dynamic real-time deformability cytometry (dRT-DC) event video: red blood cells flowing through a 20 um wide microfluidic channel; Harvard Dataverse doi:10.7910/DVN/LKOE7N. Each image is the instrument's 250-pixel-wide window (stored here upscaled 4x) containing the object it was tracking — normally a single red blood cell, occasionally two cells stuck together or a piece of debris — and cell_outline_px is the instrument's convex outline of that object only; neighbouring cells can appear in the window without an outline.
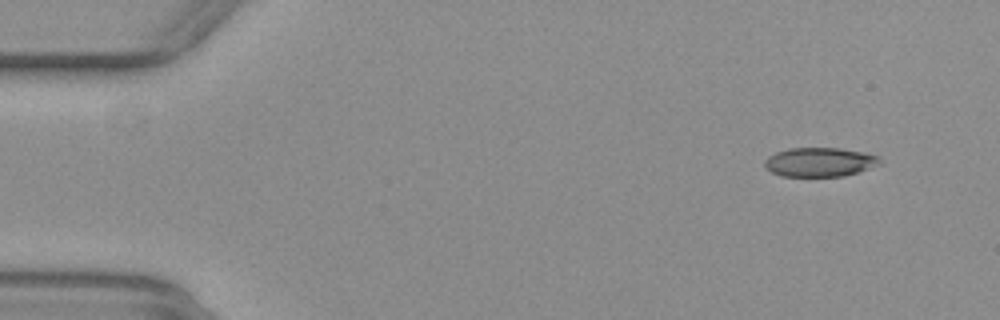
{"species": "common noctule bat (a hibernating species)", "species_latin": "Nyctalus noctula", "temperature_condition": "warm", "stored_images_in_passage": 51, "camera_frame_rate_fps": 3000, "um_per_image_px": 0.085, "animal": {"sex": "female", "body_mass_g": 29.2, "forearm_length_mm": 56.3}, "frame": {"image": 1, "passage_image": 2, "time_ms": 0.333, "image_size_px": [1000, 320], "cell_outline_px": [[880, 164], [844, 176], [780, 176], [772, 172], [764, 164], [764, 160], [768, 156], [776, 152], [788, 148], [840, 148], [860, 152], [876, 156], [880, 160]], "centroid_in_image_um": [69.61, 13.77], "position_along_channel_um": 15.4, "area_um2": 19.25}}
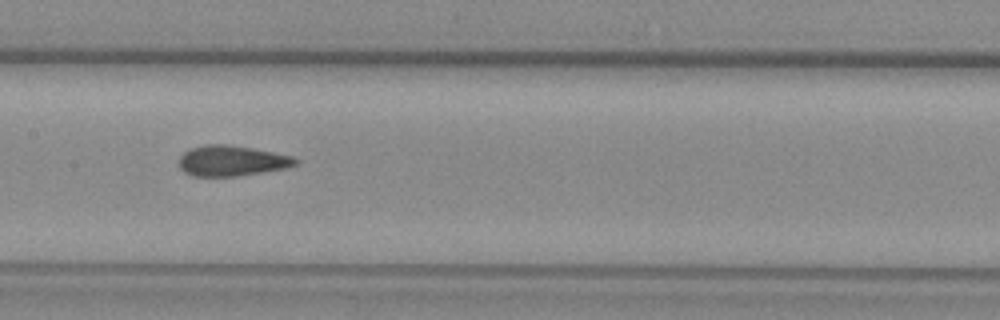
{"frame": {"image": 2, "passage_image": 24, "time_ms": 7.667, "image_size_px": [1000, 320], "cell_outline_px": [[300, 160], [296, 164], [284, 168], [236, 176], [192, 176], [184, 172], [180, 168], [180, 156], [184, 152], [192, 148], [204, 144], [224, 144], [252, 148], [292, 156]], "centroid_in_image_um": [19.67, 13.66], "position_along_channel_um": 187.7, "area_um2": 20.46}}
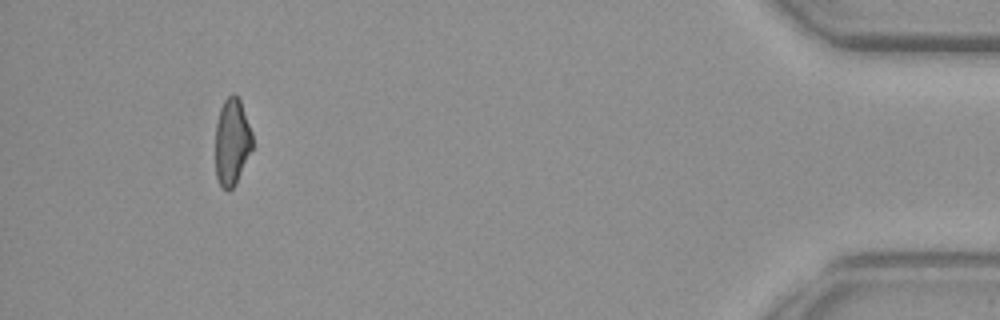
{"frame": {"image": 3, "passage_image": 47, "time_ms": 15.333, "image_size_px": [1000, 320], "cell_outline_px": [[252, 148], [236, 184], [228, 192], [220, 188], [216, 176], [216, 120], [220, 108], [224, 100], [232, 92], [240, 100], [252, 132]], "centroid_in_image_um": [19.7, 12.08], "position_along_channel_um": 415.5, "area_um2": 18.84}, "authors_computed_cell_mechanics": {"area_um2": 20.519, "velocity_mm_per_s": 3.9032, "shape_relaxation_time_tau1_ms": null, "shape_relaxation_time_tau2_ms": 1.1389, "deformation_change_tau1": null, "deformation_change_tau2": 0.0672}}